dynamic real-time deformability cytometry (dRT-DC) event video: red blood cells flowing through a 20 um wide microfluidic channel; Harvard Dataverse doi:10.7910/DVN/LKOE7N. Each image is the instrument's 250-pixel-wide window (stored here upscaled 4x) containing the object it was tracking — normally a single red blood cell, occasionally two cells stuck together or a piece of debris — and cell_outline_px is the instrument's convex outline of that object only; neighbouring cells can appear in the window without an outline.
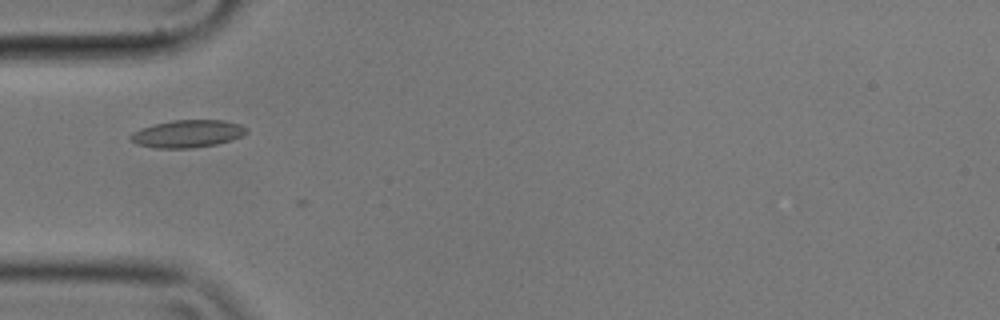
{"species": "common noctule bat (a hibernating species)", "species_latin": "Nyctalus noctula", "temperature_condition": "cold", "stored_images_in_passage": 5, "camera_frame_rate_fps": 3000, "um_per_image_px": 0.085, "animal": {"sex": "male", "body_mass_g": 17.9}, "frame": {"image": 1, "passage_image": 3, "time_ms": 0.667, "image_size_px": [1000, 320], "cell_outline_px": [[248, 132], [244, 136], [232, 140], [216, 144], [192, 148], [156, 148], [136, 144], [128, 140], [128, 136], [132, 132], [140, 128], [172, 120], [224, 120], [240, 124], [248, 128]], "centroid_in_image_um": [15.94, 11.37], "position_along_channel_um": 69.1, "area_um2": 18.84}}